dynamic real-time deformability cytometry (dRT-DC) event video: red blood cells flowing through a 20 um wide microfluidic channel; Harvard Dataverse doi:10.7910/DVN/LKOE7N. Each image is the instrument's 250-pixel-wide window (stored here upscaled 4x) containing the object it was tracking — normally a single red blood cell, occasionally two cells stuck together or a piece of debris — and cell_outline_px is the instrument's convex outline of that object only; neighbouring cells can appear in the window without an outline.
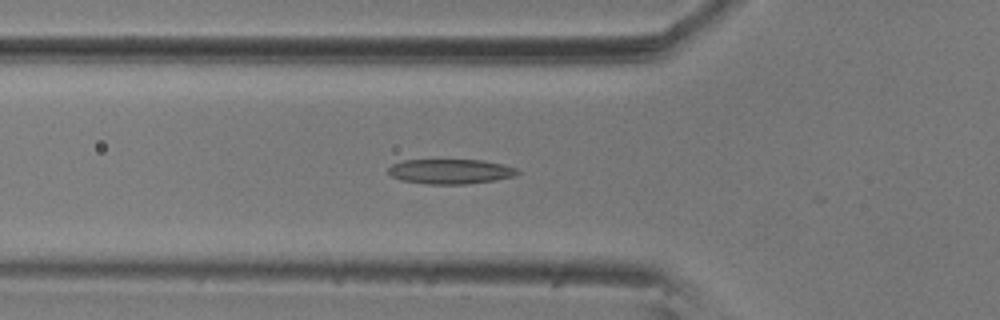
{"species": "common noctule bat (a hibernating species)", "species_latin": "Nyctalus noctula", "temperature_condition": "room temperature", "stored_images_in_passage": 23, "camera_frame_rate_fps": 3000, "um_per_image_px": 0.085, "animal": {"sex": "male", "body_mass_g": 20.5, "forearm_length_mm": 52.5}, "frame": {"image": 1, "passage_image": 19, "time_ms": 6.0, "image_size_px": [1000, 320], "cell_outline_px": [[520, 172], [516, 176], [496, 180], [464, 184], [424, 184], [400, 180], [392, 176], [388, 172], [388, 168], [392, 164], [404, 160], [484, 160], [516, 168]], "centroid_in_image_um": [38.28, 14.58], "position_along_channel_um": 87.5, "area_um2": 18.73}}
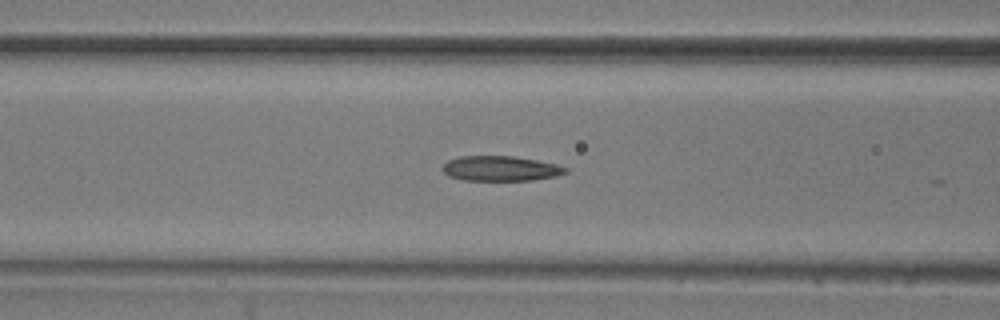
{"frame": {"image": 2, "passage_image": 22, "time_ms": 7.0, "image_size_px": [1000, 320], "cell_outline_px": [[568, 172], [556, 176], [532, 180], [464, 180], [448, 176], [440, 168], [448, 160], [460, 156], [512, 156], [536, 160], [556, 164], [568, 168]], "centroid_in_image_um": [42.53, 14.32], "position_along_channel_um": 124.1, "area_um2": 17.92}}